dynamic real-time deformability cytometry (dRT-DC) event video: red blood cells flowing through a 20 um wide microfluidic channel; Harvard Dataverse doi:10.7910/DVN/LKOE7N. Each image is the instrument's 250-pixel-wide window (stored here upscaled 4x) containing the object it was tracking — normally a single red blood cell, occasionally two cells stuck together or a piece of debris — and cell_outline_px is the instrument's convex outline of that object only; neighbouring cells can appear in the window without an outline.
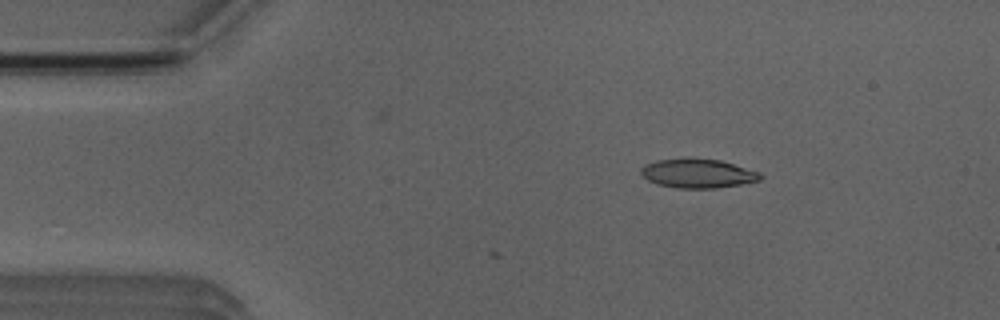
{"species": "Egyptian fruit bat (a non-hibernating species)", "species_latin": "Rousettus aegyptiacus", "temperature_condition": "room temperature", "stored_images_in_passage": 3, "camera_frame_rate_fps": 3000, "um_per_image_px": 0.085, "animal": {"sex": "male"}, "frame": {"image": 1, "passage_image": 1, "time_ms": 0.0, "image_size_px": [1000, 320], "cell_outline_px": [[764, 176], [760, 180], [740, 184], [716, 188], [680, 188], [656, 184], [648, 180], [640, 172], [640, 168], [644, 164], [656, 160], [720, 160], [760, 172]], "centroid_in_image_um": [59.32, 14.77], "position_along_channel_um": 25.7, "area_um2": 19.71}}